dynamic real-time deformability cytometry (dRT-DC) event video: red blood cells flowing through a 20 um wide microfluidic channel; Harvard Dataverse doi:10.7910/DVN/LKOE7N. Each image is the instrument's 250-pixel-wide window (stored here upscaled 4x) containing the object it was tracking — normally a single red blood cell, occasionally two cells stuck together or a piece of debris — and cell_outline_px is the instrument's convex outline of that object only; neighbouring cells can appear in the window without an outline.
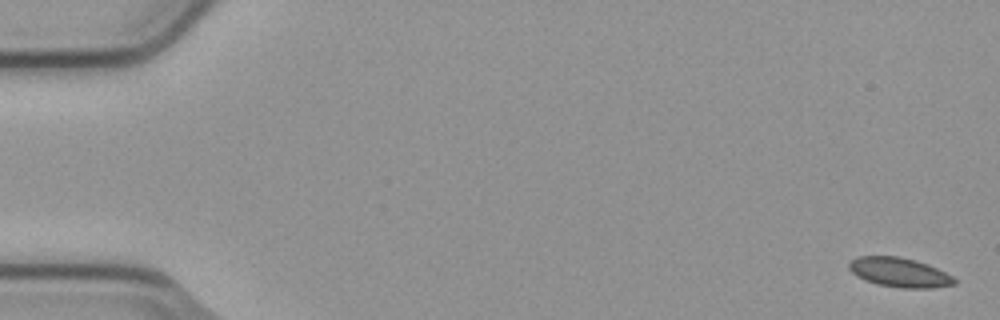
{"species": "common noctule bat (a hibernating species)", "species_latin": "Nyctalus noctula", "temperature_condition": "cold", "stored_images_in_passage": 8, "camera_frame_rate_fps": 3000, "um_per_image_px": 0.085, "animal": {"sex": "male", "body_mass_g": 23.1, "forearm_length_mm": 52.7}, "frame": {"image": 1, "passage_image": 1, "time_ms": 0.0, "image_size_px": [1000, 320], "cell_outline_px": [[956, 284], [932, 288], [900, 288], [876, 284], [864, 280], [856, 276], [848, 268], [848, 264], [856, 256], [896, 256], [916, 260], [928, 264], [952, 276], [956, 280]], "centroid_in_image_um": [76.43, 23.16], "position_along_channel_um": 8.6, "area_um2": 18.15}}
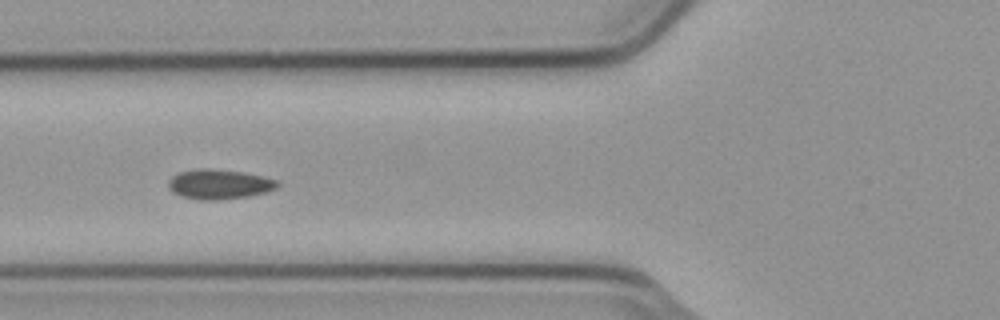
{"frame": {"image": 2, "passage_image": 6, "time_ms": 1.667, "image_size_px": [1000, 320], "cell_outline_px": [[280, 184], [276, 188], [264, 192], [248, 196], [216, 200], [200, 200], [184, 196], [172, 192], [168, 188], [168, 180], [172, 176], [180, 172], [196, 168], [204, 168], [244, 172], [264, 176], [276, 180]], "centroid_in_image_um": [18.61, 15.65], "position_along_channel_um": 107.2, "area_um2": 18.84}}
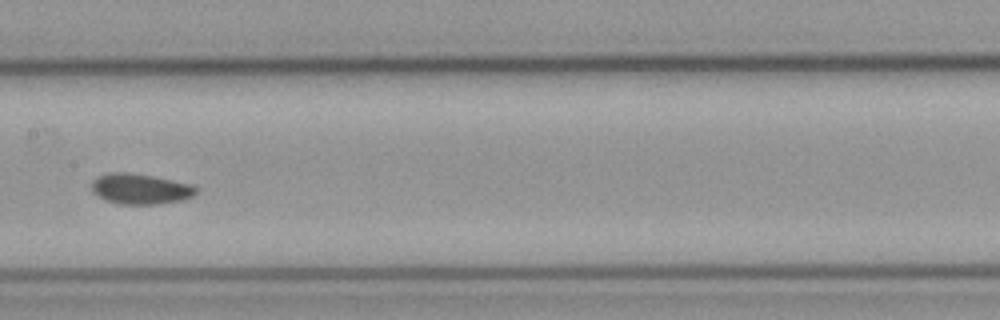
{"frame": {"image": 3, "passage_image": 8, "time_ms": 2.333, "image_size_px": [1000, 320], "cell_outline_px": [[200, 188], [192, 196], [184, 200], [160, 204], [120, 204], [104, 200], [92, 192], [92, 180], [108, 172], [124, 172], [152, 176], [172, 180], [188, 184]], "centroid_in_image_um": [11.92, 16.07], "position_along_channel_um": 195.5, "area_um2": 18.55}}